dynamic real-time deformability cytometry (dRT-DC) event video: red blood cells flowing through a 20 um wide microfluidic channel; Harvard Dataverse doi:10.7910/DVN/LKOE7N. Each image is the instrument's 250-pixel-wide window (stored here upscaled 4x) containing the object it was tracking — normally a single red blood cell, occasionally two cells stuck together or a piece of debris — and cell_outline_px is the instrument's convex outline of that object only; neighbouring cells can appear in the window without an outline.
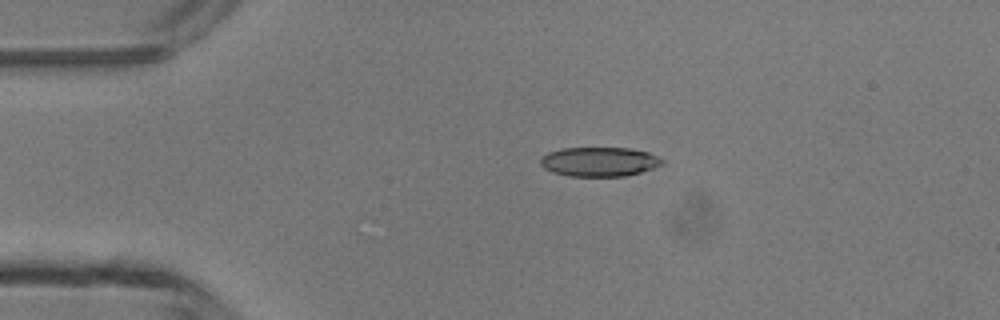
{"species": "common noctule bat (a hibernating species)", "species_latin": "Nyctalus noctula", "temperature_condition": "room temperature", "stored_images_in_passage": 5, "camera_frame_rate_fps": 3000, "um_per_image_px": 0.085, "animal": {"sex": "male", "body_mass_g": 13.3}, "frame": {"image": 1, "passage_image": 5, "time_ms": 5.333, "image_size_px": [1000, 320], "cell_outline_px": [[664, 164], [640, 172], [624, 176], [568, 176], [552, 172], [544, 168], [540, 164], [540, 160], [548, 152], [560, 148], [632, 148], [648, 152], [664, 160]], "centroid_in_image_um": [50.93, 13.74], "position_along_channel_um": 34.1, "area_um2": 20.81}}